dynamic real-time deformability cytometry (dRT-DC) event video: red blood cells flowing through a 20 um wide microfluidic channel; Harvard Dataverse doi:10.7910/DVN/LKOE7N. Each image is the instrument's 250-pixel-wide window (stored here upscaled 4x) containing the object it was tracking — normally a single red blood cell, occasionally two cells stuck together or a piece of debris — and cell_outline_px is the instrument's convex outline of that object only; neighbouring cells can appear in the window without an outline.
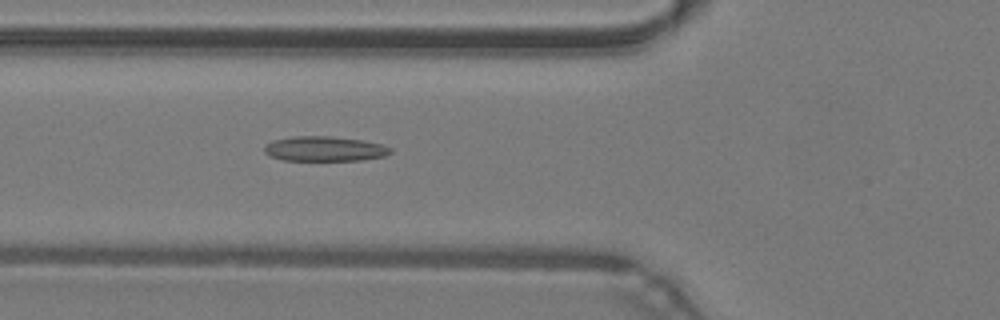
{"species": "common noctule bat (a hibernating species)", "species_latin": "Nyctalus noctula", "temperature_condition": "warm", "stored_images_in_passage": 29, "camera_frame_rate_fps": 3000, "um_per_image_px": 0.085, "animal": {"sex": "male", "body_mass_g": 19.2, "forearm_length_mm": 51.8}, "frame": {"image": 1, "passage_image": 7, "time_ms": 2.0, "image_size_px": [1000, 320], "cell_outline_px": [[392, 152], [384, 156], [364, 160], [284, 160], [268, 156], [264, 152], [264, 148], [272, 140], [292, 136], [332, 136], [364, 140], [380, 144], [392, 148]], "centroid_in_image_um": [27.59, 12.64], "position_along_channel_um": 98.2, "area_um2": 18.38}}
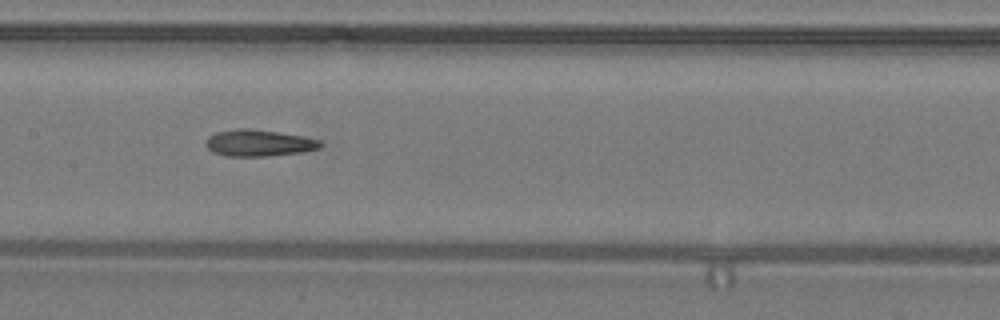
{"frame": {"image": 2, "passage_image": 13, "time_ms": 4.0, "image_size_px": [1000, 320], "cell_outline_px": [[324, 144], [320, 148], [300, 152], [268, 156], [228, 156], [212, 152], [204, 144], [208, 136], [216, 132], [240, 128], [248, 128], [304, 136], [320, 140]], "centroid_in_image_um": [21.99, 12.15], "position_along_channel_um": 185.4, "area_um2": 17.74}}
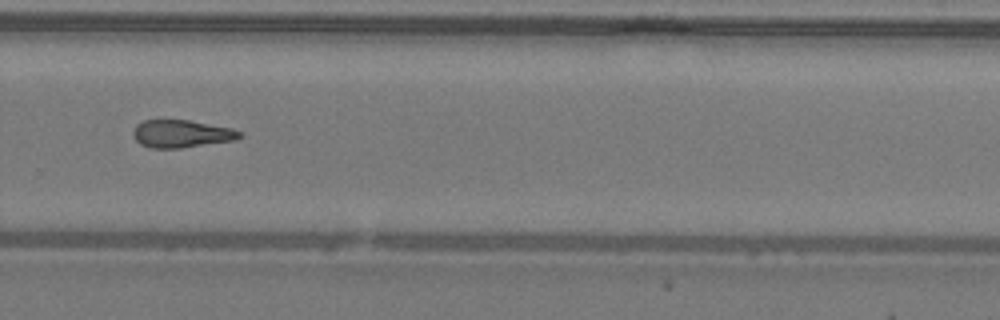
{"frame": {"image": 3, "passage_image": 22, "time_ms": 7.0, "image_size_px": [1000, 320], "cell_outline_px": [[240, 136], [236, 140], [180, 148], [152, 148], [140, 144], [132, 136], [132, 132], [136, 124], [144, 120], [188, 120], [232, 128], [240, 132]], "centroid_in_image_um": [15.38, 11.37], "position_along_channel_um": 314.4, "area_um2": 17.11}, "authors_computed_cell_mechanics": {"area_um2": 17.7446, "velocity_mm_per_s": 4.315, "shape_relaxation_time_tau1_ms": null, "shape_relaxation_time_tau2_ms": 6.2491, "deformation_change_tau1": null, "deformation_change_tau2": 0.163}}